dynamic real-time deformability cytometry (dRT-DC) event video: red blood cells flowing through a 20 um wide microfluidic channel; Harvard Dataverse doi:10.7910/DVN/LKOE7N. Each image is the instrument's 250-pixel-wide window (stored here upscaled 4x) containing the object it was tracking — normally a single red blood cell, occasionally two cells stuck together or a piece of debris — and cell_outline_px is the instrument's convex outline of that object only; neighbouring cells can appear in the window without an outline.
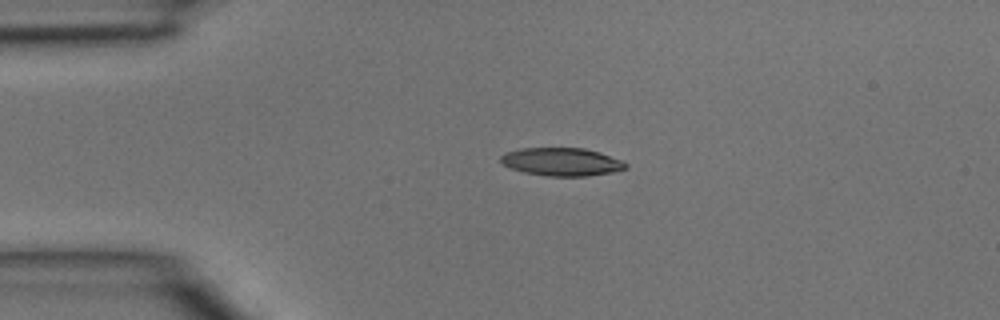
{"species": "common noctule bat (a hibernating species)", "species_latin": "Nyctalus noctula", "temperature_condition": "room temperature", "stored_images_in_passage": 3, "camera_frame_rate_fps": 3000, "um_per_image_px": 0.085, "animal": {"sex": "male", "body_mass_g": 15.6}, "frame": {"image": 1, "passage_image": 1, "time_ms": 0.0, "image_size_px": [1000, 320], "cell_outline_px": [[628, 168], [612, 172], [588, 176], [548, 176], [524, 172], [500, 164], [500, 156], [508, 152], [520, 148], [584, 148], [600, 152], [620, 160], [628, 164]], "centroid_in_image_um": [47.74, 13.75], "position_along_channel_um": 37.3, "area_um2": 20.4}}
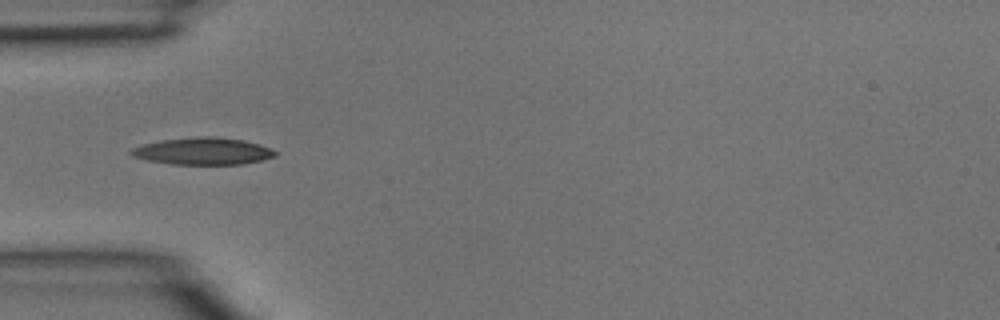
{"frame": {"image": 2, "passage_image": 2, "time_ms": 0.333, "image_size_px": [1000, 320], "cell_outline_px": [[276, 156], [260, 160], [240, 164], [172, 164], [148, 160], [132, 156], [128, 152], [132, 148], [140, 144], [160, 140], [196, 136], [212, 136], [244, 140], [260, 144], [272, 148], [276, 152]], "centroid_in_image_um": [17.22, 12.83], "position_along_channel_um": 67.8, "area_um2": 22.83}}